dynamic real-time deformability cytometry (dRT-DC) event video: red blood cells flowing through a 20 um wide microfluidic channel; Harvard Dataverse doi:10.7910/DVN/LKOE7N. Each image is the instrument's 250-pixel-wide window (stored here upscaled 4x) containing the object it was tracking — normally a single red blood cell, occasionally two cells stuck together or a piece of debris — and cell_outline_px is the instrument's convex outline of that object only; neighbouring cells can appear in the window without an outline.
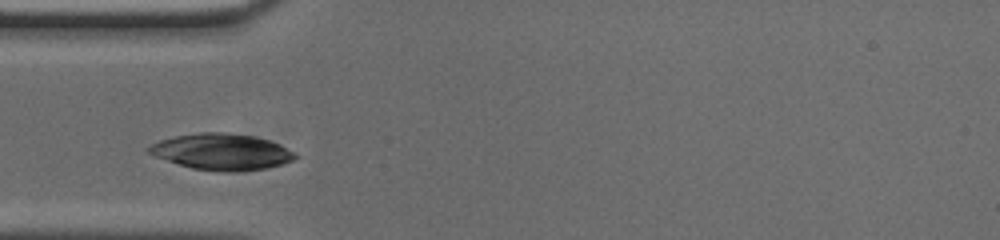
{"species": "common noctule bat (a hibernating species)", "species_latin": "Nyctalus noctula", "temperature_condition": "cold", "stored_images_in_passage": 14, "camera_frame_rate_fps": 3000, "um_per_image_px": 0.085, "animal": {"sex": "male", "body_mass_g": 20.0, "forearm_length_mm": 53.3}, "frame": {"image": 1, "passage_image": 5, "time_ms": 1.333, "image_size_px": [1000, 240], "cell_outline_px": [[300, 156], [292, 160], [280, 164], [264, 168], [236, 172], [216, 172], [192, 168], [156, 156], [148, 152], [148, 148], [152, 144], [160, 140], [176, 136], [200, 132], [228, 132], [252, 136], [268, 140], [296, 152]], "centroid_in_image_um": [18.87, 12.9], "position_along_channel_um": 66.1, "area_um2": 30.63}}